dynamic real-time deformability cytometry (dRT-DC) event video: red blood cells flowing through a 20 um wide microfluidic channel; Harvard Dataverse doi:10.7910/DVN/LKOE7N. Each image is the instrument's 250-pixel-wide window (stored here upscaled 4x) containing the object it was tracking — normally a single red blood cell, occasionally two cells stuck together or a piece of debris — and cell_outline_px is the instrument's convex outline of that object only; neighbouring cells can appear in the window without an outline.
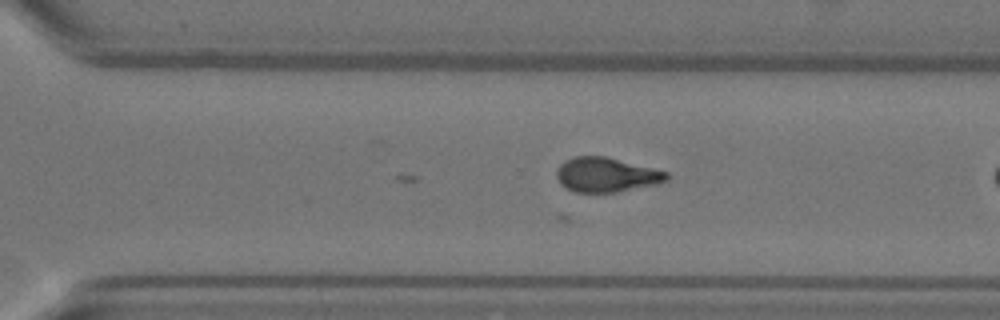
{"species": "Egyptian fruit bat (a non-hibernating species)", "species_latin": "Rousettus aegyptiacus", "temperature_condition": "warm", "stored_images_in_passage": 24, "camera_frame_rate_fps": 3000, "um_per_image_px": 0.085, "animal": {"sex": "female"}, "frame": {"image": 1, "passage_image": 24, "time_ms": 7.667, "image_size_px": [1000, 320], "cell_outline_px": [[668, 180], [656, 184], [616, 192], [576, 192], [560, 184], [556, 176], [556, 168], [564, 160], [576, 156], [604, 156], [668, 172]], "centroid_in_image_um": [51.5, 14.85], "position_along_channel_um": 319.1, "area_um2": 21.96}}